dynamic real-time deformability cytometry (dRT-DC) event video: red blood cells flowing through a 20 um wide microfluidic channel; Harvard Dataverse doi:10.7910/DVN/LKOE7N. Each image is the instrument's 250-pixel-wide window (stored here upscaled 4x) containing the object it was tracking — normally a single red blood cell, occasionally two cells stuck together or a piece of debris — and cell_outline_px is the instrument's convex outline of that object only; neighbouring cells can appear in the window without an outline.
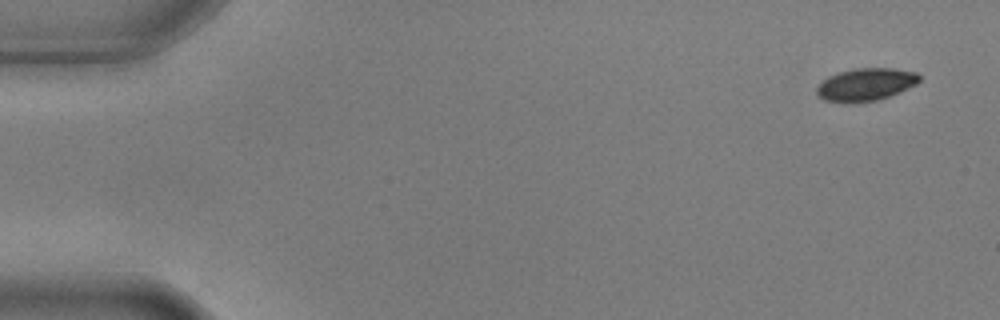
{"species": "common noctule bat (a hibernating species)", "species_latin": "Nyctalus noctula", "temperature_condition": "warm", "stored_images_in_passage": 5, "camera_frame_rate_fps": 3000, "um_per_image_px": 0.085, "animal": {"sex": "male", "body_mass_g": 17.9, "forearm_length_mm": 54.2}, "frame": {"image": 1, "passage_image": 1, "time_ms": 0.0, "image_size_px": [1000, 320], "cell_outline_px": [[920, 80], [916, 84], [900, 92], [876, 100], [852, 104], [824, 100], [816, 92], [816, 88], [828, 76], [836, 72], [852, 68], [892, 68], [916, 72], [920, 76]], "centroid_in_image_um": [73.57, 7.18], "position_along_channel_um": 11.4, "area_um2": 19.65}}
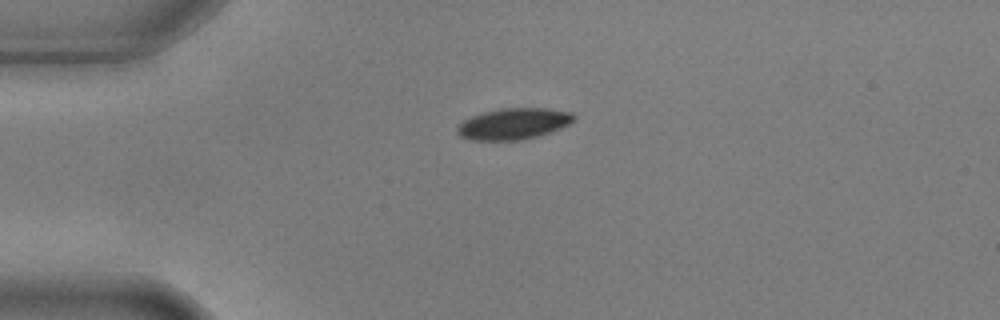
{"frame": {"image": 2, "passage_image": 4, "time_ms": 1.0, "image_size_px": [1000, 320], "cell_outline_px": [[576, 120], [560, 128], [536, 136], [516, 140], [472, 140], [460, 136], [456, 132], [456, 128], [464, 120], [472, 116], [484, 112], [500, 108], [544, 108], [572, 112], [576, 116]], "centroid_in_image_um": [43.65, 10.51], "position_along_channel_um": 41.4, "area_um2": 21.04}}